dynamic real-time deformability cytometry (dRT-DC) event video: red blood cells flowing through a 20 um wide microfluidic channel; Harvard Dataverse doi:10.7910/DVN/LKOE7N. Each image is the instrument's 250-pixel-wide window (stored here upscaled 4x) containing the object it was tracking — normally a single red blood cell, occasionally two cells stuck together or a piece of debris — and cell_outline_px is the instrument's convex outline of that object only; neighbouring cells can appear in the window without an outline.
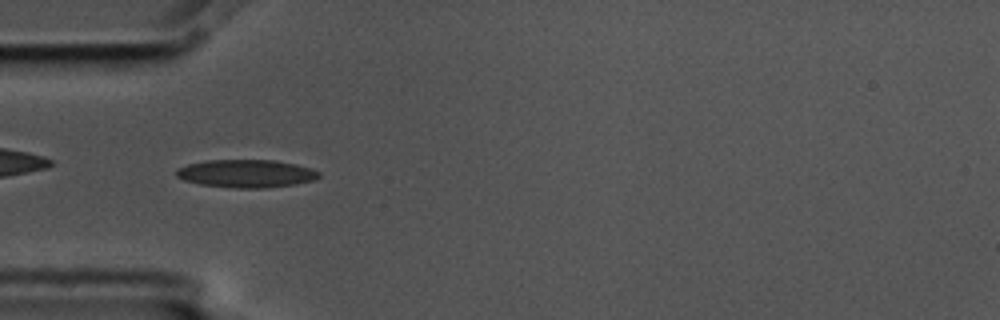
{"species": "common noctule bat (a hibernating species)", "species_latin": "Nyctalus noctula", "temperature_condition": "cold", "stored_images_in_passage": 4, "camera_frame_rate_fps": 3000, "um_per_image_px": 0.085, "animal": {"sex": "male", "body_mass_g": 17.5, "forearm_length_mm": 52.3}, "frame": {"image": 1, "passage_image": 4, "time_ms": 1.0, "image_size_px": [1000, 320], "cell_outline_px": [[320, 176], [316, 180], [296, 184], [268, 188], [236, 188], [200, 184], [184, 180], [176, 176], [176, 168], [188, 164], [208, 160], [272, 160], [296, 164], [312, 168], [320, 172]], "centroid_in_image_um": [20.96, 14.75], "position_along_channel_um": 64.0, "area_um2": 23.35}}